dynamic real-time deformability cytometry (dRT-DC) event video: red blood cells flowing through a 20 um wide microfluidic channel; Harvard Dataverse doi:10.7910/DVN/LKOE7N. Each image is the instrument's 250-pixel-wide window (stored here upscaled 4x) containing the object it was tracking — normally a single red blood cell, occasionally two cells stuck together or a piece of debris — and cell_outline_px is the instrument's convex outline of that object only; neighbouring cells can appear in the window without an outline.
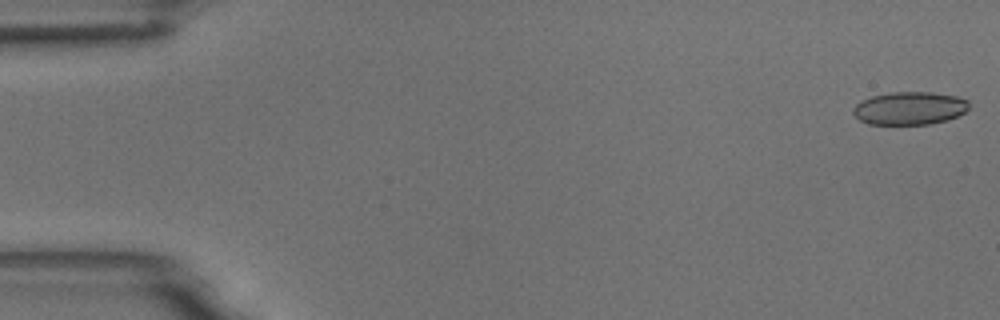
{"species": "common noctule bat (a hibernating species)", "species_latin": "Nyctalus noctula", "temperature_condition": "room temperature", "stored_images_in_passage": 8, "segment_of_instrument_passage": [1, 2], "camera_frame_rate_fps": 3000, "um_per_image_px": 0.085, "animal": {"sex": "male", "body_mass_g": 18.8}, "frame": {"image": 1, "passage_image": 1, "time_ms": 0.0, "image_size_px": [1000, 320], "cell_outline_px": [[968, 108], [964, 112], [948, 120], [928, 124], [868, 124], [860, 120], [852, 112], [852, 108], [860, 100], [872, 96], [892, 92], [928, 92], [956, 96], [968, 100]], "centroid_in_image_um": [77.29, 9.2], "position_along_channel_um": 7.7, "area_um2": 22.2}}